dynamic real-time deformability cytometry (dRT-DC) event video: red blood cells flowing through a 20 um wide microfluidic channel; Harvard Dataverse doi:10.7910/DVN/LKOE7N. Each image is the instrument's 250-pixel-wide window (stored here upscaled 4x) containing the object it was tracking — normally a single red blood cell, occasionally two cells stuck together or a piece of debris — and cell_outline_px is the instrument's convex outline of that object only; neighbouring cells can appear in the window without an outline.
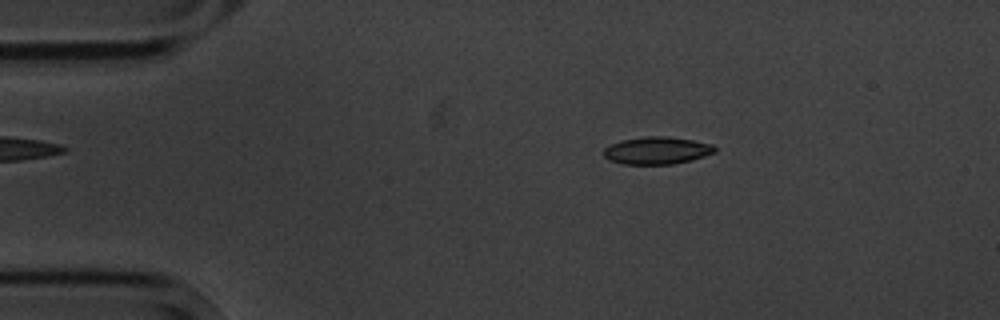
{"species": "common noctule bat (a hibernating species)", "species_latin": "Nyctalus noctula", "temperature_condition": "cold", "stored_images_in_passage": 9, "camera_frame_rate_fps": 3000, "um_per_image_px": 0.085, "animal": {"sex": "male", "body_mass_g": 20.1, "forearm_length_mm": 53.5}, "frame": {"image": 1, "passage_image": 2, "time_ms": 1.0, "image_size_px": [1000, 320], "cell_outline_px": [[716, 152], [692, 160], [672, 164], [624, 164], [612, 160], [604, 156], [604, 148], [612, 144], [624, 140], [644, 136], [664, 136], [692, 140], [712, 144], [716, 148]], "centroid_in_image_um": [55.87, 12.79], "position_along_channel_um": 29.1, "area_um2": 17.51}}
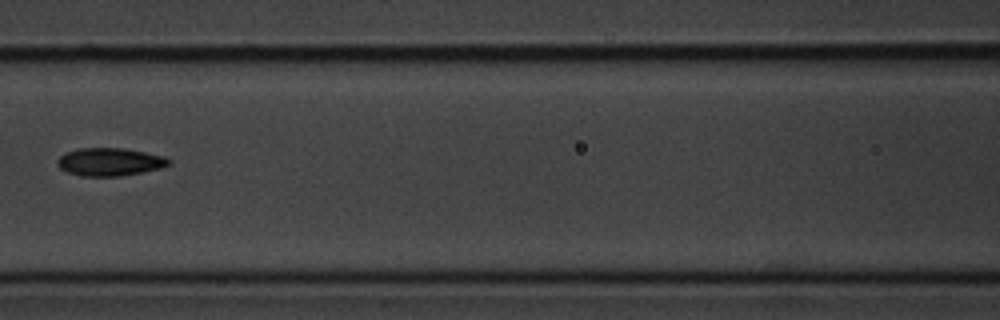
{"frame": {"image": 2, "passage_image": 6, "time_ms": 6.0, "image_size_px": [1000, 320], "cell_outline_px": [[172, 164], [160, 168], [120, 176], [80, 176], [68, 172], [60, 168], [56, 164], [56, 160], [64, 152], [76, 148], [124, 148], [164, 156], [172, 160]], "centroid_in_image_um": [9.31, 13.75], "position_along_channel_um": 157.3, "area_um2": 18.26}}
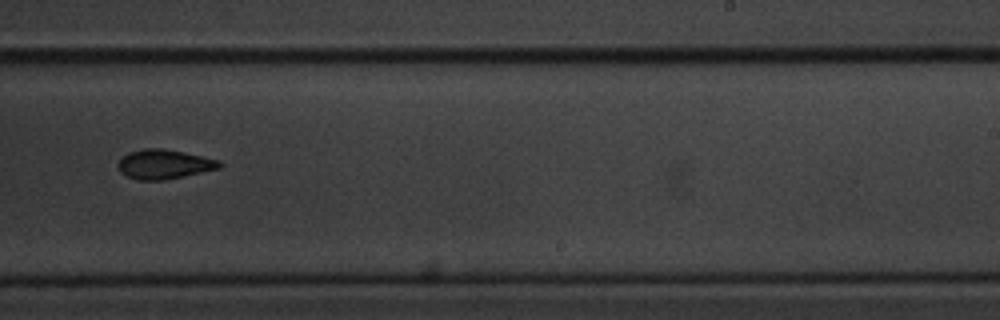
{"frame": {"image": 3, "passage_image": 9, "time_ms": 9.333, "image_size_px": [1000, 320], "cell_outline_px": [[224, 164], [220, 168], [164, 180], [140, 180], [128, 176], [120, 172], [116, 164], [128, 152], [144, 148], [160, 148], [184, 152], [220, 160]], "centroid_in_image_um": [13.95, 13.95], "position_along_channel_um": 275.0, "area_um2": 17.34}}